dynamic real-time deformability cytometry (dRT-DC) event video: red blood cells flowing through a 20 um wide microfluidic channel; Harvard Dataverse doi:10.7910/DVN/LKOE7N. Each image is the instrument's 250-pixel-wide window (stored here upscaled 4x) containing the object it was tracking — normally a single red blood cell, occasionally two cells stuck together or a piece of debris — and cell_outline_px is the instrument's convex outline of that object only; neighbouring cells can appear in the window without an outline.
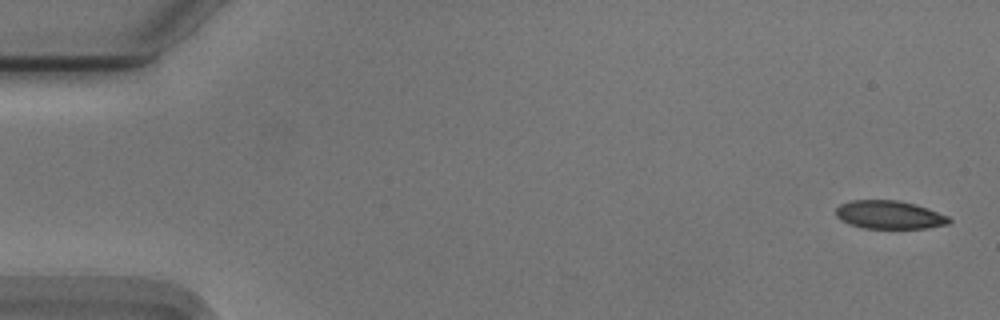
{"species": "Egyptian fruit bat (a non-hibernating species)", "species_latin": "Rousettus aegyptiacus", "temperature_condition": "cold", "stored_images_in_passage": 6, "camera_frame_rate_fps": 3000, "um_per_image_px": 0.085, "animal": {"sex": "male"}, "frame": {"image": 1, "passage_image": 1, "time_ms": 0.0, "image_size_px": [1000, 320], "cell_outline_px": [[952, 220], [948, 224], [924, 228], [864, 228], [848, 224], [840, 220], [836, 216], [836, 208], [840, 204], [852, 200], [900, 200], [916, 204], [948, 216]], "centroid_in_image_um": [75.57, 18.25], "position_along_channel_um": 9.4, "area_um2": 18.67}}